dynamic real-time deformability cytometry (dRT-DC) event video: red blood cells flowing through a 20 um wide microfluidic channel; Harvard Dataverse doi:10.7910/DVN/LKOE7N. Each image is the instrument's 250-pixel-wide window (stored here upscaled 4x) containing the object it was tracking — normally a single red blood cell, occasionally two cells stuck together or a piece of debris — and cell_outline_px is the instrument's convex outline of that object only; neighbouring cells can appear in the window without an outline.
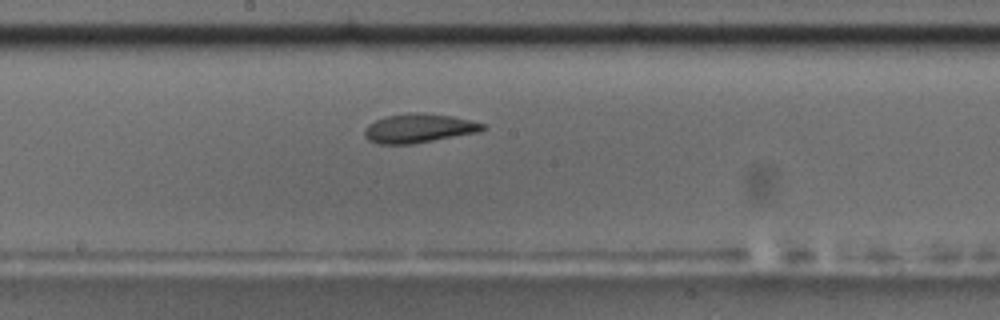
{"species": "common noctule bat (a hibernating species)", "species_latin": "Nyctalus noctula", "temperature_condition": "room temperature", "stored_images_in_passage": 36, "camera_frame_rate_fps": 3000, "um_per_image_px": 0.085, "animal": {"sex": "male", "body_mass_g": 17.5, "forearm_length_mm": 52.3}, "frame": {"image": 1, "passage_image": 16, "time_ms": 5.0, "image_size_px": [1000, 320], "cell_outline_px": [[488, 128], [480, 132], [412, 144], [380, 144], [368, 140], [364, 136], [364, 128], [368, 124], [384, 116], [408, 112], [416, 112], [452, 116], [484, 124]], "centroid_in_image_um": [35.57, 10.9], "position_along_channel_um": 212.6, "area_um2": 20.11}, "authors_computed_cell_mechanics": {"area_um2": 19.8254, "velocity_mm_per_s": 3.6714, "shape_relaxation_time_tau1_ms": 4.6162, "shape_relaxation_time_tau2_ms": 2.9949, "deformation_change_tau1": 0.1552, "deformation_change_tau2": 0.102}}